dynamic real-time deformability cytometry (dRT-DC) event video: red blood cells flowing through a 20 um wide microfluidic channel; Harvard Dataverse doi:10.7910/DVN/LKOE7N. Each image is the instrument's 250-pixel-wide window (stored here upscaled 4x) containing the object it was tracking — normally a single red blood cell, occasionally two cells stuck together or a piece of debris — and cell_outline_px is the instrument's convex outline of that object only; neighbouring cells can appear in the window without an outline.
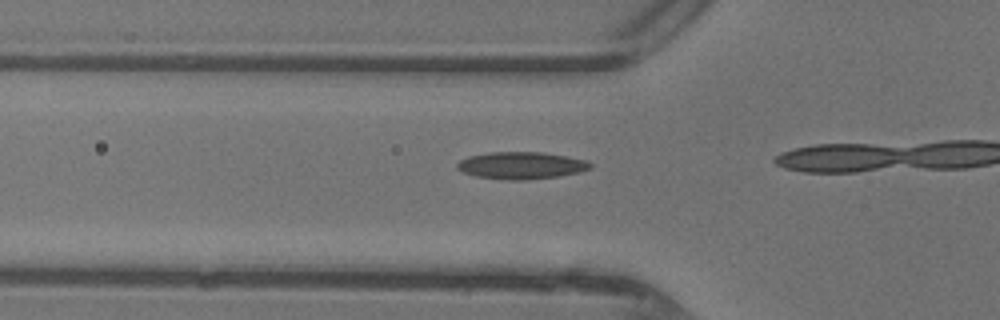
{"species": "common noctule bat (a hibernating species)", "species_latin": "Nyctalus noctula", "temperature_condition": "warm", "stored_images_in_passage": 14, "camera_frame_rate_fps": 3000, "um_per_image_px": 0.085, "animal": {"sex": "female"}, "frame": {"image": 1, "passage_image": 12, "time_ms": 3.667, "image_size_px": [1000, 320], "cell_outline_px": [[592, 168], [580, 172], [560, 176], [524, 180], [508, 180], [476, 176], [464, 172], [456, 168], [456, 164], [460, 160], [468, 156], [488, 152], [544, 152], [588, 160], [592, 164]], "centroid_in_image_um": [44.33, 14.06], "position_along_channel_um": 81.5, "area_um2": 21.21}}